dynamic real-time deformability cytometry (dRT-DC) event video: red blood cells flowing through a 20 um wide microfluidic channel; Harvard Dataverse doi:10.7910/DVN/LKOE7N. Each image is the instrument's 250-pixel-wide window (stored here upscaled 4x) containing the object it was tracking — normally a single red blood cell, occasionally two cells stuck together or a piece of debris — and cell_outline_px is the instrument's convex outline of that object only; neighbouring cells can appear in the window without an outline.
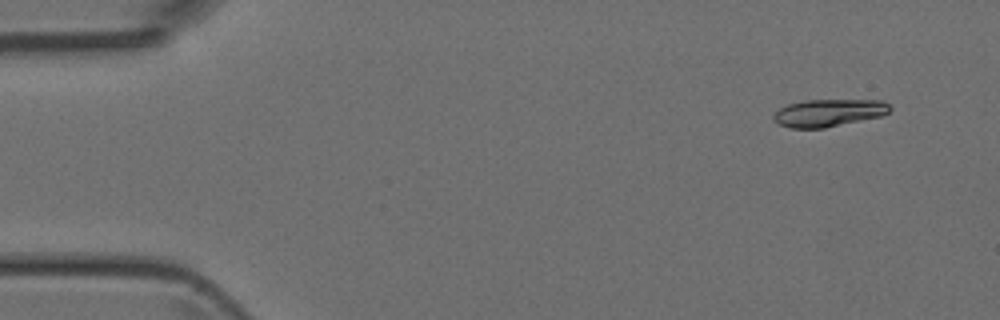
{"species": "Egyptian fruit bat (a non-hibernating species)", "species_latin": "Rousettus aegyptiacus", "temperature_condition": "room temperature", "stored_images_in_passage": 45, "camera_frame_rate_fps": 3000, "um_per_image_px": 0.085, "animal": {"sex": "female"}, "frame": {"image": 1, "passage_image": 2, "time_ms": 0.333, "image_size_px": [1000, 320], "cell_outline_px": [[892, 108], [888, 112], [880, 116], [824, 128], [788, 128], [772, 120], [772, 116], [780, 108], [788, 104], [804, 100], [884, 100]], "centroid_in_image_um": [70.41, 9.58], "position_along_channel_um": 14.6, "area_um2": 18.55}}
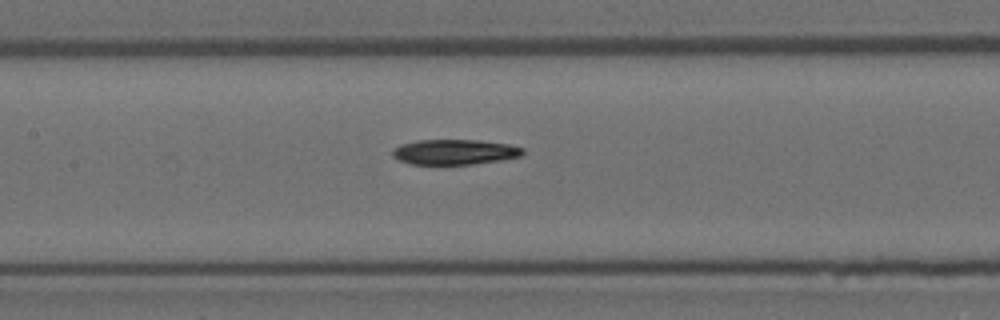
{"frame": {"image": 2, "passage_image": 20, "time_ms": 6.333, "image_size_px": [1000, 320], "cell_outline_px": [[524, 152], [520, 156], [500, 160], [472, 164], [408, 164], [392, 156], [392, 152], [400, 144], [416, 140], [476, 140], [508, 144], [524, 148]], "centroid_in_image_um": [38.63, 12.91], "position_along_channel_um": 168.8, "area_um2": 19.02}}
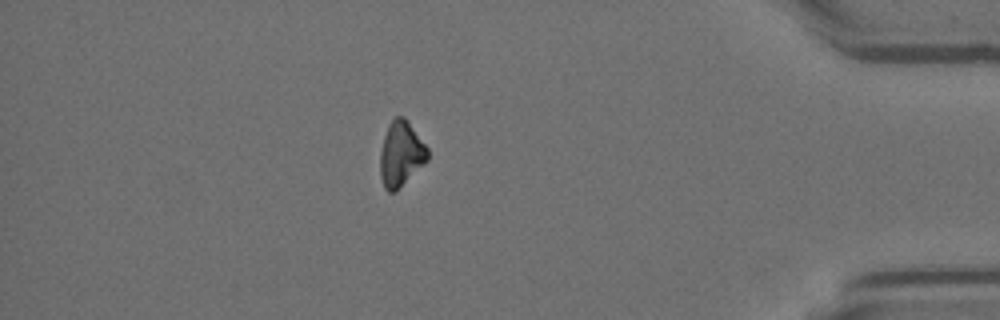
{"frame": {"image": 3, "passage_image": 39, "time_ms": 12.667, "image_size_px": [1000, 320], "cell_outline_px": [[428, 160], [396, 192], [388, 192], [384, 188], [380, 176], [380, 152], [384, 136], [388, 124], [396, 116], [404, 116], [408, 120], [428, 148]], "centroid_in_image_um": [34.08, 13.09], "position_along_channel_um": 401.1, "area_um2": 18.21}}